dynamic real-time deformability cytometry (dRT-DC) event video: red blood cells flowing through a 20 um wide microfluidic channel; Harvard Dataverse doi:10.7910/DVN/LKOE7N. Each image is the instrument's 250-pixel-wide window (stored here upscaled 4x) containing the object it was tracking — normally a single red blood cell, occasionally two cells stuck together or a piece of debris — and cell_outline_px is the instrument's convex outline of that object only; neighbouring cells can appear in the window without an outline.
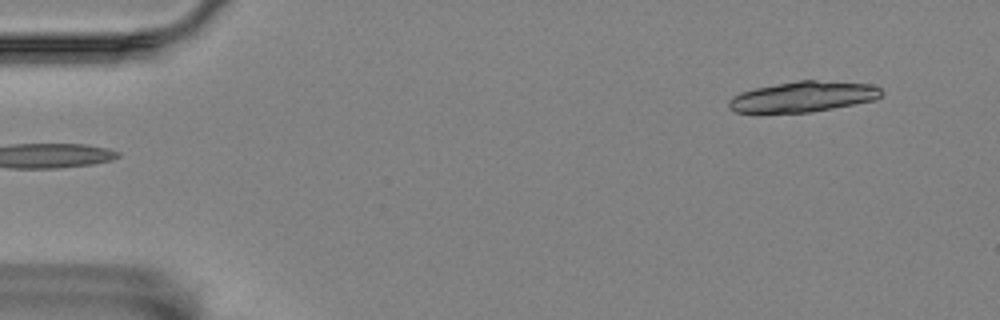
{"species": "Egyptian fruit bat (a non-hibernating species)", "species_latin": "Rousettus aegyptiacus", "temperature_condition": "room temperature", "stored_images_in_passage": 5, "segment_of_instrument_passage": [2, 2], "camera_frame_rate_fps": 3000, "um_per_image_px": 0.085, "animal": {"sex": "female"}, "frame": {"image": 1, "passage_image": 5, "time_ms": 6.0, "image_size_px": [1000, 320], "cell_outline_px": [[884, 92], [876, 100], [812, 112], [756, 116], [736, 112], [728, 108], [728, 100], [732, 96], [740, 92], [756, 88], [800, 80], [816, 80], [872, 84], [880, 88]], "centroid_in_image_um": [68.17, 8.27], "position_along_channel_um": 16.8, "area_um2": 28.15}}